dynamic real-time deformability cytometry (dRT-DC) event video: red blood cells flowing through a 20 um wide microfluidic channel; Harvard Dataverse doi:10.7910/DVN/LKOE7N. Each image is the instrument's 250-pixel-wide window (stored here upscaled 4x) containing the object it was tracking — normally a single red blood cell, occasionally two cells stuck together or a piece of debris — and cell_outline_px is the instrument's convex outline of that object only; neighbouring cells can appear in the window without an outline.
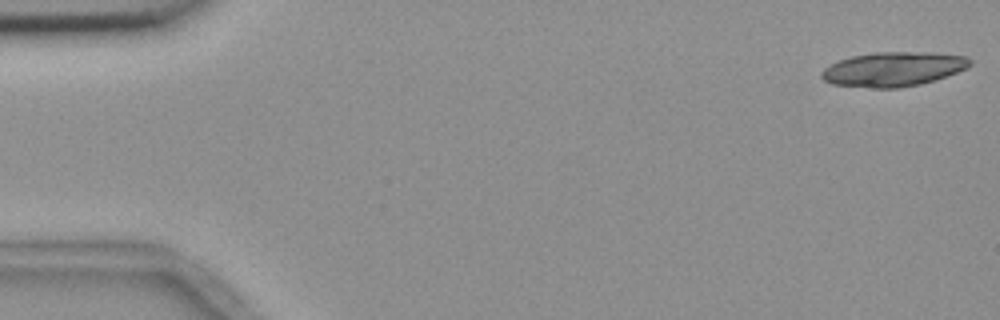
{"species": "common noctule bat (a hibernating species)", "species_latin": "Nyctalus noctula", "temperature_condition": "room temperature", "stored_images_in_passage": 20, "camera_frame_rate_fps": 3000, "um_per_image_px": 0.085, "animal": {"sex": "female", "body_mass_g": 18.4}, "frame": {"image": 1, "passage_image": 1, "time_ms": 0.0, "image_size_px": [1000, 320], "cell_outline_px": [[972, 64], [968, 68], [920, 84], [896, 88], [876, 88], [832, 84], [824, 80], [820, 76], [820, 72], [824, 68], [840, 60], [852, 56], [876, 52], [928, 52], [964, 56], [972, 60]], "centroid_in_image_um": [75.92, 5.87], "position_along_channel_um": 9.1, "area_um2": 29.48}}